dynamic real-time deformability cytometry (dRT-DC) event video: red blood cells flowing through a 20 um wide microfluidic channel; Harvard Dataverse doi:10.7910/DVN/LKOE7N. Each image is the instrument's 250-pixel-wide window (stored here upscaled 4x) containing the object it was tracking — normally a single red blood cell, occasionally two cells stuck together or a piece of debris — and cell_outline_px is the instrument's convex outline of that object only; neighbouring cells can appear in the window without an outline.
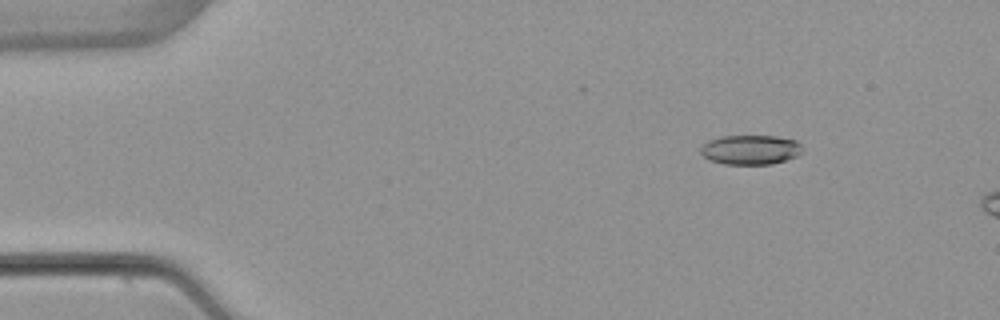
{"species": "common noctule bat (a hibernating species)", "species_latin": "Nyctalus noctula", "temperature_condition": "warm", "stored_images_in_passage": 4, "camera_frame_rate_fps": 3000, "um_per_image_px": 0.085, "animal": {"sex": "female", "body_mass_g": 22.7, "forearm_length_mm": 54.2}, "frame": {"image": 1, "passage_image": 2, "time_ms": 1.333, "image_size_px": [1000, 320], "cell_outline_px": [[804, 152], [796, 156], [772, 164], [724, 164], [712, 160], [704, 156], [700, 152], [700, 148], [708, 140], [720, 136], [776, 136], [796, 140], [800, 144]], "centroid_in_image_um": [63.81, 12.72], "position_along_channel_um": 21.2, "area_um2": 17.51}}